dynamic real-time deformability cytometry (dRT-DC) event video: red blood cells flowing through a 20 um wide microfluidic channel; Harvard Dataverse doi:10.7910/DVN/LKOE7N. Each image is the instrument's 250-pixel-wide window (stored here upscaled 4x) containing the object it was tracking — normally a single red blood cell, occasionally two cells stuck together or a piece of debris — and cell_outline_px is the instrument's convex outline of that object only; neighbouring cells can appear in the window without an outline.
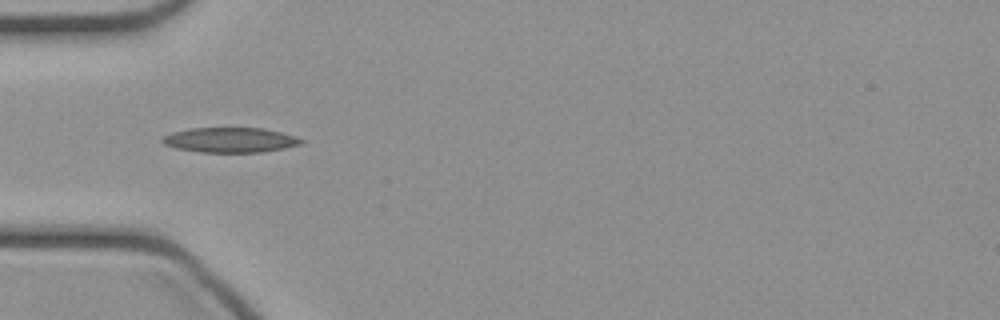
{"species": "common noctule bat (a hibernating species)", "species_latin": "Nyctalus noctula", "temperature_condition": "cold", "stored_images_in_passage": 33, "camera_frame_rate_fps": 3000, "um_per_image_px": 0.085, "animal": {"sex": "female", "body_mass_g": 21.9}, "frame": {"image": 1, "passage_image": 1, "time_ms": 0.0, "image_size_px": [1000, 320], "cell_outline_px": [[304, 144], [284, 148], [260, 152], [200, 152], [176, 148], [164, 144], [160, 140], [164, 136], [172, 132], [192, 128], [264, 128], [280, 132], [304, 140]], "centroid_in_image_um": [19.56, 11.9], "position_along_channel_um": 65.4, "area_um2": 20.06}}
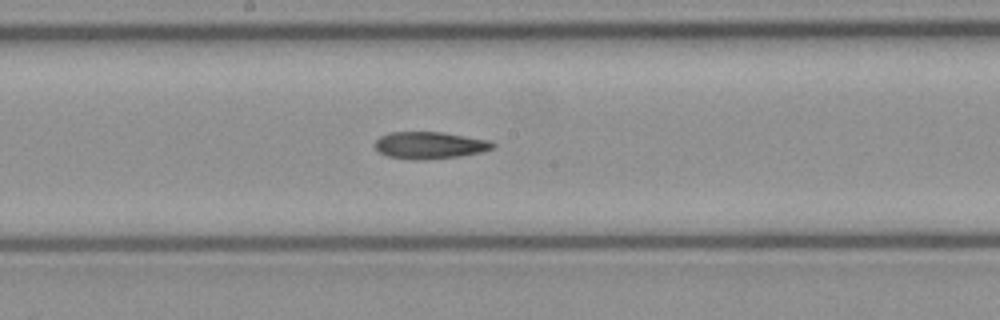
{"frame": {"image": 2, "passage_image": 11, "time_ms": 3.333, "image_size_px": [1000, 320], "cell_outline_px": [[496, 144], [492, 148], [484, 152], [460, 156], [428, 160], [416, 160], [388, 156], [380, 152], [372, 144], [380, 136], [388, 132], [444, 132], [492, 140]], "centroid_in_image_um": [36.56, 12.34], "position_along_channel_um": 211.6, "area_um2": 18.9}}
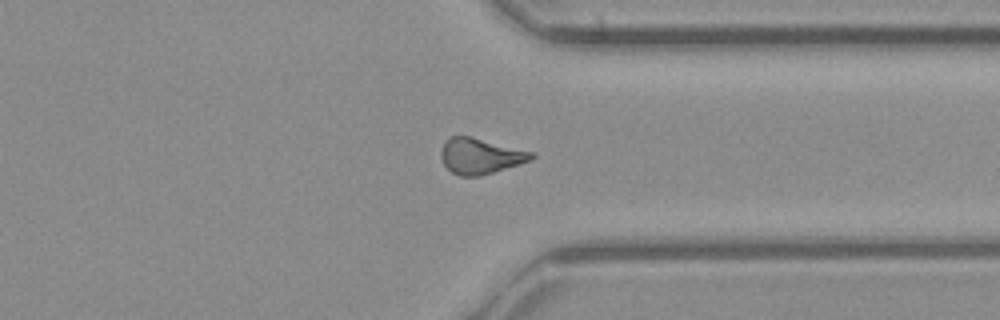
{"frame": {"image": 3, "passage_image": 22, "time_ms": 7.0, "image_size_px": [1000, 320], "cell_outline_px": [[536, 156], [532, 160], [520, 164], [480, 176], [460, 176], [452, 172], [444, 164], [440, 156], [440, 152], [444, 144], [452, 136], [468, 136], [532, 152]], "centroid_in_image_um": [40.83, 13.28], "position_along_channel_um": 370.6, "area_um2": 18.44}}